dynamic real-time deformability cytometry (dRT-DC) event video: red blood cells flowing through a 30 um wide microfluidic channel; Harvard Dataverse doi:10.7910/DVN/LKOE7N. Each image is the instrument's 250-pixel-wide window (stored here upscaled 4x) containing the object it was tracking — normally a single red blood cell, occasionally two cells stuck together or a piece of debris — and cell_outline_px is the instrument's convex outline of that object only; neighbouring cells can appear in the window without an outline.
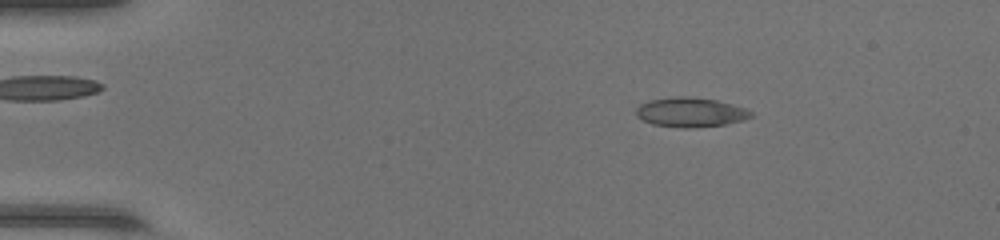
{"species": "common noctule bat (a hibernating species)", "species_latin": "Nyctalus noctula", "temperature_condition": "warm", "stored_images_in_passage": 49, "camera_frame_rate_fps": 3000, "um_per_image_px": 0.085, "animal": {"sex": "female", "body_mass_g": 17.0, "forearm_length_mm": 48.0}, "frame": {"image": 1, "passage_image": 9, "time_ms": 2.667, "image_size_px": [1000, 240], "cell_outline_px": [[752, 116], [744, 120], [724, 124], [692, 128], [680, 128], [652, 124], [636, 116], [636, 108], [640, 104], [648, 100], [676, 96], [688, 96], [716, 100], [732, 104], [744, 108], [752, 112]], "centroid_in_image_um": [58.66, 9.54], "position_along_channel_um": 26.3, "area_um2": 19.77}}
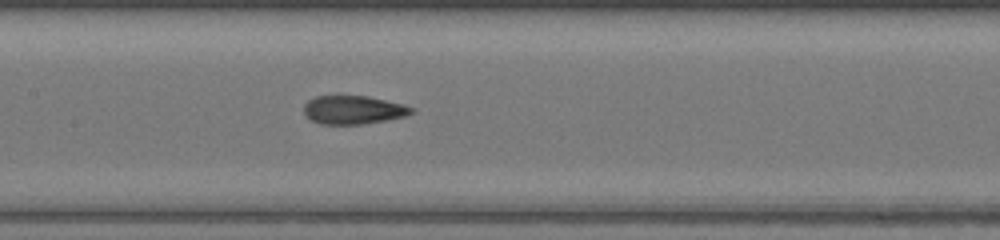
{"frame": {"image": 2, "passage_image": 25, "time_ms": 8.0, "image_size_px": [1000, 240], "cell_outline_px": [[416, 112], [404, 116], [384, 120], [360, 124], [320, 124], [312, 120], [304, 112], [304, 104], [308, 100], [316, 96], [368, 96], [404, 104], [416, 108]], "centroid_in_image_um": [30.07, 9.33], "position_along_channel_um": 177.3, "area_um2": 17.8}}
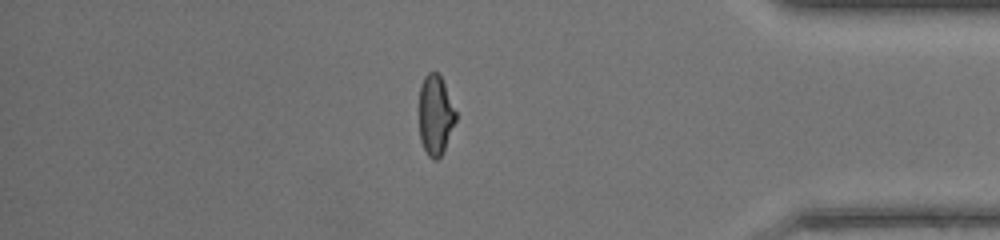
{"frame": {"image": 3, "passage_image": 42, "time_ms": 13.667, "image_size_px": [1000, 240], "cell_outline_px": [[456, 120], [444, 152], [436, 160], [432, 160], [428, 156], [420, 140], [420, 84], [424, 76], [428, 72], [436, 72], [440, 76], [444, 84], [456, 112]], "centroid_in_image_um": [37.01, 9.81], "position_along_channel_um": 398.2, "area_um2": 16.99}, "authors_computed_cell_mechanics": {"area_um2": 18.6116, "velocity_mm_per_s": 4.407, "shape_relaxation_time_tau1_ms": null, "shape_relaxation_time_tau2_ms": 0.9525, "deformation_change_tau1": null, "deformation_change_tau2": 0.0738}}